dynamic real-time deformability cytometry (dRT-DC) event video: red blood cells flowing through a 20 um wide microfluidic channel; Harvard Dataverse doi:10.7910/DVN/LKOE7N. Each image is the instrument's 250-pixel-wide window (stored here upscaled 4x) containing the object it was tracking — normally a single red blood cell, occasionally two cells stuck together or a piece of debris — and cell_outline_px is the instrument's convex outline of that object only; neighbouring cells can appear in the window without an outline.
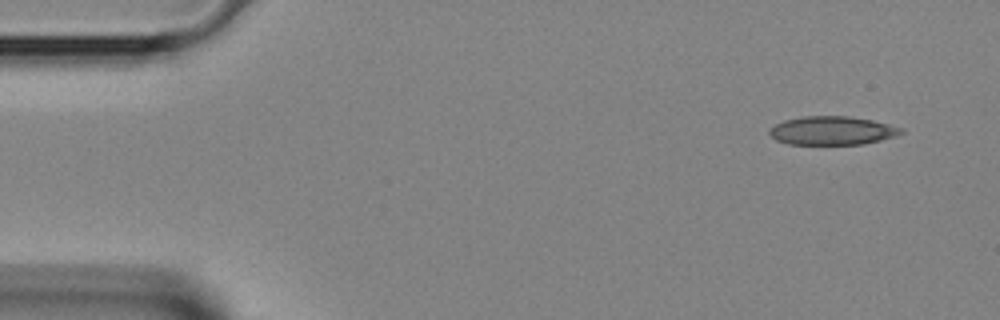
{"species": "Egyptian fruit bat (a non-hibernating species)", "species_latin": "Rousettus aegyptiacus", "temperature_condition": "room temperature", "stored_images_in_passage": 3, "camera_frame_rate_fps": 3000, "um_per_image_px": 0.085, "animal": {"sex": "female"}, "frame": {"image": 1, "passage_image": 1, "time_ms": 0.0, "image_size_px": [1000, 320], "cell_outline_px": [[904, 132], [896, 136], [864, 144], [788, 144], [776, 140], [768, 132], [776, 124], [784, 120], [804, 116], [848, 116], [872, 120], [904, 128]], "centroid_in_image_um": [70.76, 11.1], "position_along_channel_um": 14.2, "area_um2": 21.85}}
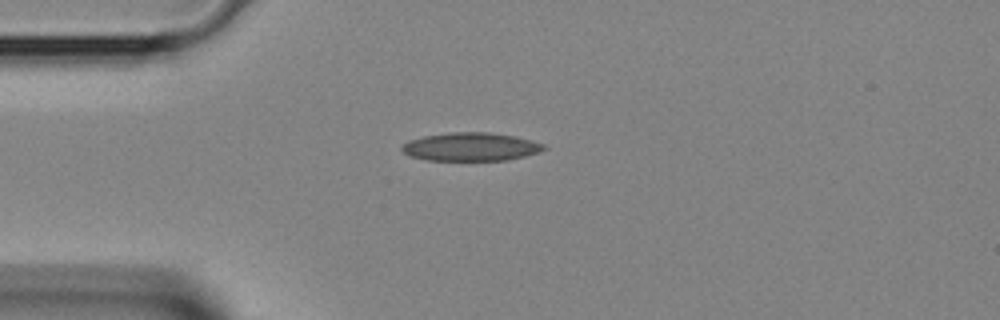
{"frame": {"image": 2, "passage_image": 3, "time_ms": 0.667, "image_size_px": [1000, 320], "cell_outline_px": [[548, 148], [540, 152], [508, 160], [428, 160], [408, 156], [400, 148], [408, 140], [424, 136], [452, 132], [488, 132], [516, 136], [532, 140], [544, 144]], "centroid_in_image_um": [40.04, 12.47], "position_along_channel_um": 45.0, "area_um2": 23.52}}